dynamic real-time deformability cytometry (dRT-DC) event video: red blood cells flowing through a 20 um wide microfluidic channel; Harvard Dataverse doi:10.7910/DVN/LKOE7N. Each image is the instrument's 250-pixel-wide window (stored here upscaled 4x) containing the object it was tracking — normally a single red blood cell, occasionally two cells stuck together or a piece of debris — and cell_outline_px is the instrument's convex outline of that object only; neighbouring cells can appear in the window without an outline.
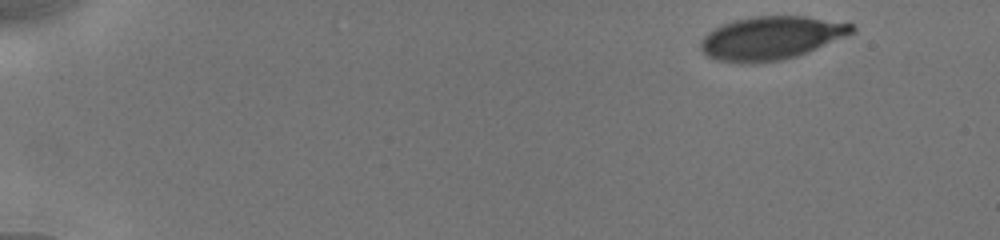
{"species": "human", "species_latin": "Homo sapiens", "temperature_condition": "cold", "stored_images_in_passage": 18, "camera_frame_rate_fps": 3000, "um_per_image_px": 0.085, "donor": {"sex": "male"}, "frame": {"image": 1, "passage_image": 1, "time_ms": 0.0, "image_size_px": [1000, 240], "cell_outline_px": [[856, 32], [796, 56], [780, 60], [756, 64], [744, 64], [716, 60], [708, 56], [700, 48], [700, 40], [712, 28], [736, 20], [756, 16], [804, 16], [852, 24], [856, 28]], "centroid_in_image_um": [65.51, 3.24], "position_along_channel_um": 19.5, "area_um2": 38.03}}
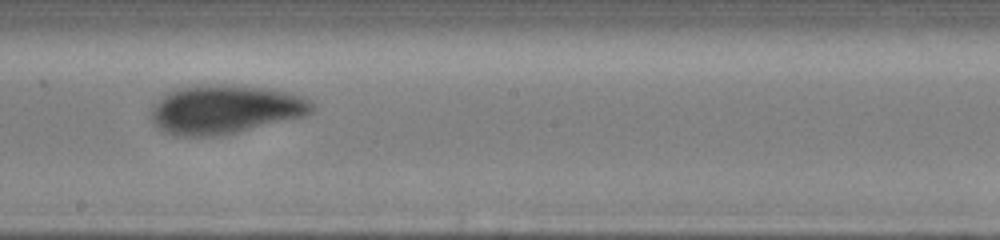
{"frame": {"image": 2, "passage_image": 11, "time_ms": 9.0, "image_size_px": [1000, 240], "cell_outline_px": [[312, 112], [308, 116], [236, 132], [216, 136], [172, 136], [164, 132], [152, 120], [152, 108], [160, 96], [176, 88], [208, 84], [232, 84], [268, 88], [288, 92], [304, 96], [312, 104]], "centroid_in_image_um": [19.14, 9.29], "position_along_channel_um": 229.1, "area_um2": 46.07}}
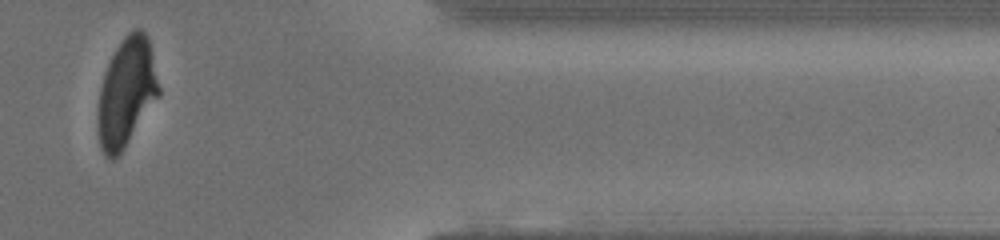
{"frame": {"image": 3, "passage_image": 16, "time_ms": 14.0, "image_size_px": [1000, 240], "cell_outline_px": [[160, 96], [124, 148], [112, 160], [104, 156], [100, 148], [96, 128], [96, 112], [100, 88], [104, 72], [116, 48], [124, 36], [128, 32], [136, 28], [140, 28], [148, 36], [152, 52], [160, 88]], "centroid_in_image_um": [10.73, 7.88], "position_along_channel_um": 400.7, "area_um2": 39.07}, "authors_computed_cell_mechanics": {"area_um2": 41.616, "velocity_mm_per_s": 3.8785, "shape_relaxation_time_tau1_ms": 2.0599, "shape_relaxation_time_tau2_ms": 1.0775, "deformation_change_tau1": 0.091, "deformation_change_tau2": 0.0298}}